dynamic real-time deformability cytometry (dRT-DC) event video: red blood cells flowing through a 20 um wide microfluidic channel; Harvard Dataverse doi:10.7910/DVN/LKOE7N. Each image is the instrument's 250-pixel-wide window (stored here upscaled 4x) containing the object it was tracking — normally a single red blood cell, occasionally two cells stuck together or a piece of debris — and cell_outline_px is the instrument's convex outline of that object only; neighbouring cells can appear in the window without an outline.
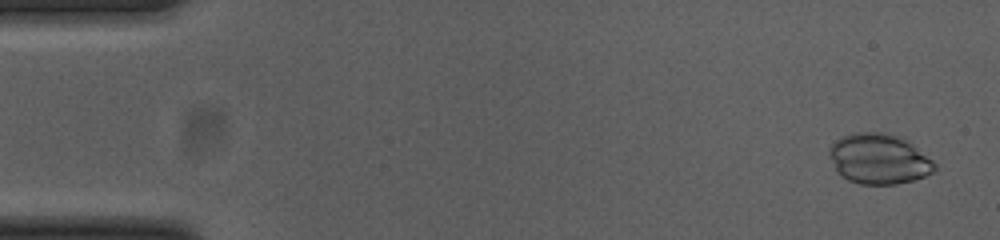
{"species": "common noctule bat (a hibernating species)", "species_latin": "Nyctalus noctula", "temperature_condition": "cold", "stored_images_in_passage": 55, "camera_frame_rate_fps": 3000, "um_per_image_px": 0.085, "animal": {"sex": "female", "body_mass_g": 23.0, "forearm_length_mm": 53.4}, "frame": {"image": 1, "passage_image": 3, "time_ms": 0.667, "image_size_px": [1000, 240], "cell_outline_px": [[936, 168], [932, 172], [924, 176], [912, 180], [896, 184], [860, 184], [848, 180], [836, 168], [828, 152], [828, 148], [840, 136], [856, 132], [880, 132], [904, 136], [932, 160], [936, 164]], "centroid_in_image_um": [74.73, 13.48], "position_along_channel_um": 10.3, "area_um2": 30.87}}
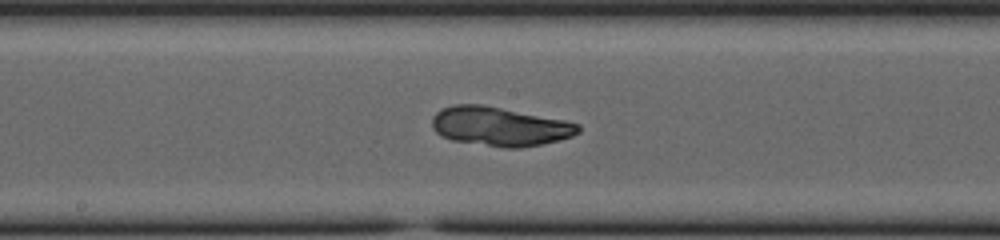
{"frame": {"image": 2, "passage_image": 29, "time_ms": 9.333, "image_size_px": [1000, 240], "cell_outline_px": [[580, 132], [572, 136], [540, 144], [520, 148], [504, 148], [452, 140], [436, 132], [432, 128], [432, 116], [440, 108], [456, 104], [484, 104], [564, 120], [580, 124]], "centroid_in_image_um": [42.45, 10.73], "position_along_channel_um": 205.7, "area_um2": 33.29}}
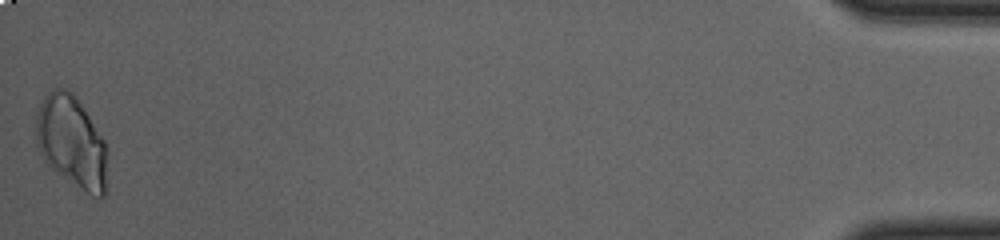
{"frame": {"image": 3, "passage_image": 55, "time_ms": 18.0, "image_size_px": [1000, 240], "cell_outline_px": [[104, 196], [100, 200], [92, 196], [52, 168], [44, 160], [36, 144], [36, 116], [40, 104], [44, 96], [52, 88], [68, 88], [76, 96], [84, 108], [104, 140]], "centroid_in_image_um": [6.03, 11.99], "position_along_channel_um": 429.2, "area_um2": 37.34}}